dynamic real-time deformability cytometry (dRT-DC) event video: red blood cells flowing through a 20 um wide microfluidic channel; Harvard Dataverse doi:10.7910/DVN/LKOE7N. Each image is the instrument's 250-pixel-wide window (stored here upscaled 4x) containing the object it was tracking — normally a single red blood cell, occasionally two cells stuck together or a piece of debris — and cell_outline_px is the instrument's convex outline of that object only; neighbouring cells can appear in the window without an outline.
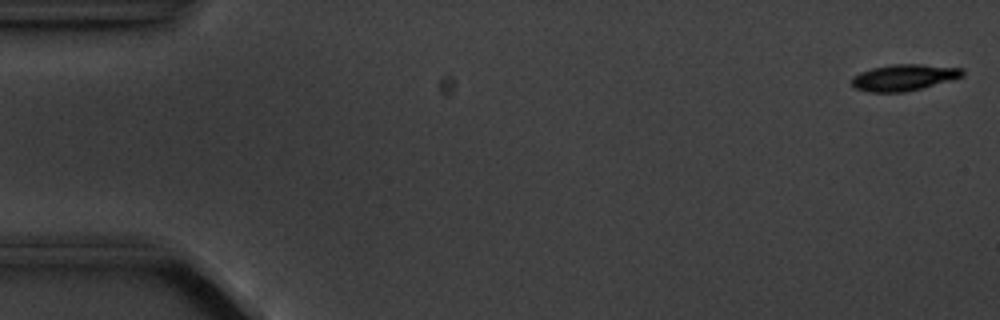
{"species": "common noctule bat (a hibernating species)", "species_latin": "Nyctalus noctula", "temperature_condition": "cold", "stored_images_in_passage": 5, "camera_frame_rate_fps": 3000, "um_per_image_px": 0.085, "animal": {"sex": "male", "body_mass_g": 20.1, "forearm_length_mm": 53.5}, "frame": {"image": 1, "passage_image": 1, "time_ms": 0.0, "image_size_px": [1000, 320], "cell_outline_px": [[964, 76], [920, 88], [904, 92], [868, 92], [856, 88], [852, 84], [852, 76], [860, 72], [872, 68], [892, 64], [920, 64], [964, 68]], "centroid_in_image_um": [76.82, 6.57], "position_along_channel_um": 8.2, "area_um2": 16.88}}